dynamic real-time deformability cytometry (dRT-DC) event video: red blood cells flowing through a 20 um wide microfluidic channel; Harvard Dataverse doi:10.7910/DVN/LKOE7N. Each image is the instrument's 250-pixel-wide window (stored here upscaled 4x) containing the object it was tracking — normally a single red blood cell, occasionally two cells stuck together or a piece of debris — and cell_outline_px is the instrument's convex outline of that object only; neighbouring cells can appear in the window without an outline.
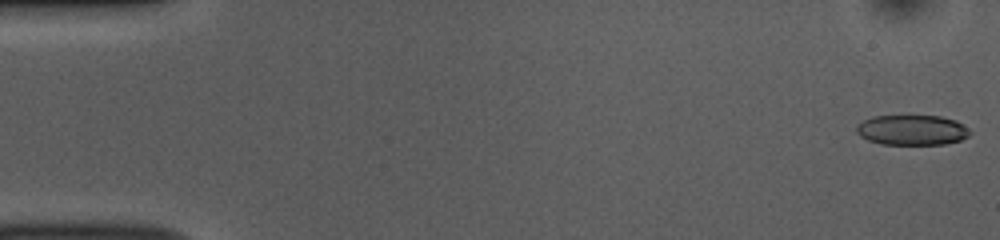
{"species": "common noctule bat (a hibernating species)", "species_latin": "Nyctalus noctula", "temperature_condition": "room temperature", "stored_images_in_passage": 52, "camera_frame_rate_fps": 3000, "um_per_image_px": 0.085, "animal": {"sex": "female", "body_mass_g": 10.0, "forearm_length_mm": 53.1}, "frame": {"image": 1, "passage_image": 1, "time_ms": 0.0, "image_size_px": [1000, 240], "cell_outline_px": [[972, 132], [968, 136], [960, 140], [944, 144], [880, 144], [868, 140], [860, 136], [856, 132], [856, 128], [864, 120], [872, 116], [940, 116], [956, 120], [968, 128]], "centroid_in_image_um": [77.53, 11.05], "position_along_channel_um": 7.5, "area_um2": 19.88}}
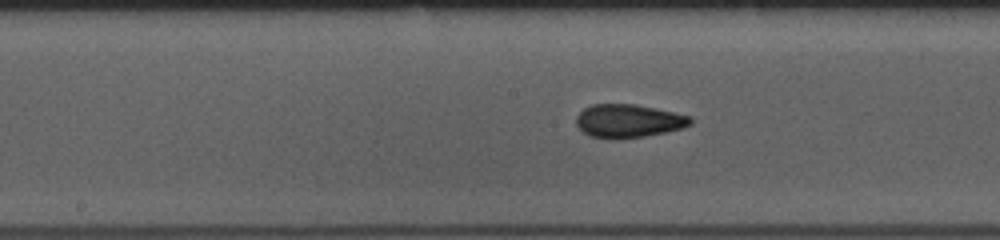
{"frame": {"image": 2, "passage_image": 26, "time_ms": 8.333, "image_size_px": [1000, 240], "cell_outline_px": [[692, 124], [680, 128], [664, 132], [644, 136], [616, 140], [608, 140], [588, 136], [576, 124], [576, 116], [584, 108], [592, 104], [636, 104], [692, 116]], "centroid_in_image_um": [53.38, 10.29], "position_along_channel_um": 194.8, "area_um2": 22.37}}
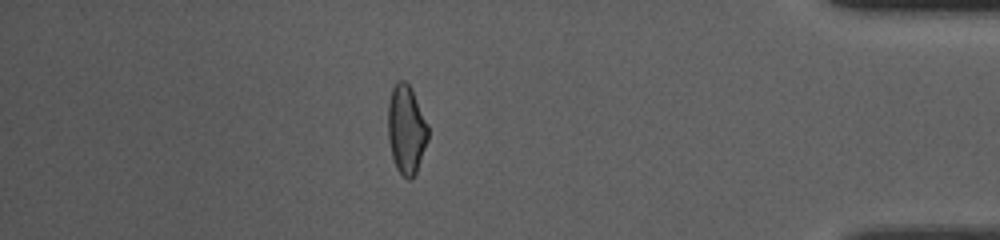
{"frame": {"image": 3, "passage_image": 45, "time_ms": 14.667, "image_size_px": [1000, 240], "cell_outline_px": [[428, 140], [416, 172], [412, 180], [408, 180], [396, 168], [392, 156], [388, 140], [388, 104], [392, 88], [396, 80], [404, 80], [412, 88], [428, 124]], "centroid_in_image_um": [34.53, 10.98], "position_along_channel_um": 400.7, "area_um2": 20.92}, "authors_computed_cell_mechanics": {"area_um2": 21.6461, "velocity_mm_per_s": 3.8658, "shape_relaxation_time_tau1_ms": 5.7079, "shape_relaxation_time_tau2_ms": 1.9267, "deformation_change_tau1": 0.1432, "deformation_change_tau2": 0.092}}